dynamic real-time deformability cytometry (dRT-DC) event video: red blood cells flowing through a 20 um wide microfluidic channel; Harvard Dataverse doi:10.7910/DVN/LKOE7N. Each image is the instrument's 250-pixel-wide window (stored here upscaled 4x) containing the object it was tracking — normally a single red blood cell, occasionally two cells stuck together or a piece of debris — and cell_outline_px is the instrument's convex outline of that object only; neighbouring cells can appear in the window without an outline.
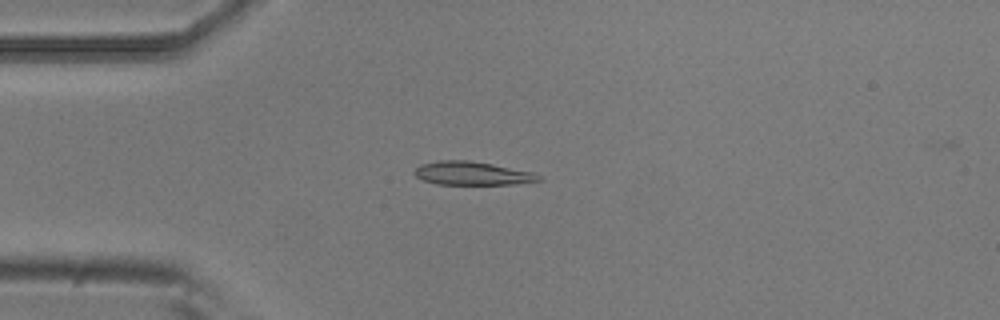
{"species": "common noctule bat (a hibernating species)", "species_latin": "Nyctalus noctula", "temperature_condition": "room temperature", "stored_images_in_passage": 4, "camera_frame_rate_fps": 3000, "um_per_image_px": 0.085, "animal": {"sex": "male", "body_mass_g": 20.5, "forearm_length_mm": 52.5}, "frame": {"image": 1, "passage_image": 3, "time_ms": 0.667, "image_size_px": [1000, 320], "cell_outline_px": [[544, 180], [512, 184], [436, 184], [424, 180], [416, 176], [412, 172], [420, 164], [440, 160], [468, 160], [492, 164], [532, 172], [540, 176]], "centroid_in_image_um": [40.11, 14.73], "position_along_channel_um": 44.9, "area_um2": 16.88}}
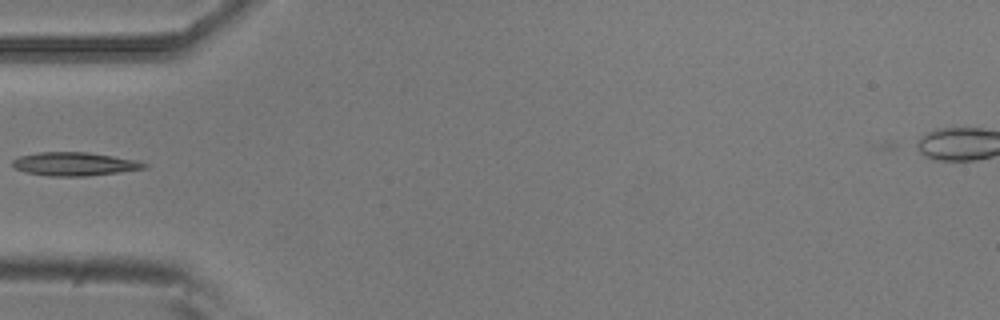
{"frame": {"image": 2, "passage_image": 4, "time_ms": 1.0, "image_size_px": [1000, 320], "cell_outline_px": [[148, 168], [88, 176], [48, 176], [28, 172], [16, 168], [12, 164], [12, 160], [20, 156], [40, 152], [88, 152], [136, 160], [148, 164]], "centroid_in_image_um": [6.36, 13.94], "position_along_channel_um": 78.6, "area_um2": 17.86}}